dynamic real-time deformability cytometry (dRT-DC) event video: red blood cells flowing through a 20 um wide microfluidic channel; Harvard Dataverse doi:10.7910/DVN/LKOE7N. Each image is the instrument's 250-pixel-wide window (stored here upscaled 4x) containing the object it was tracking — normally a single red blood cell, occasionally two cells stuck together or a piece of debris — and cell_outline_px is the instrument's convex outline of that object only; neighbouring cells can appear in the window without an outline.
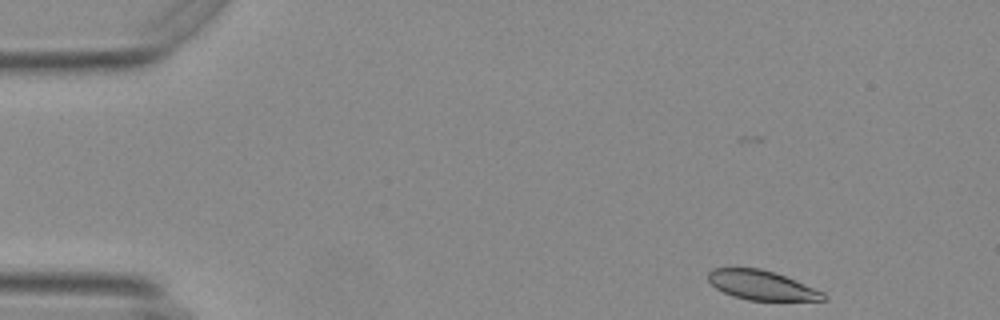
{"species": "Egyptian fruit bat (a non-hibernating species)", "species_latin": "Rousettus aegyptiacus", "temperature_condition": "warm", "stored_images_in_passage": 50, "camera_frame_rate_fps": 3000, "um_per_image_px": 0.085, "animal": {"sex": "female"}, "frame": {"image": 1, "passage_image": 1, "time_ms": 0.0, "image_size_px": [1000, 320], "cell_outline_px": [[828, 300], [748, 300], [732, 296], [716, 288], [708, 280], [708, 272], [712, 268], [760, 268], [776, 272], [816, 288], [824, 292], [828, 296]], "centroid_in_image_um": [64.77, 24.24], "position_along_channel_um": 20.2, "area_um2": 19.88}}
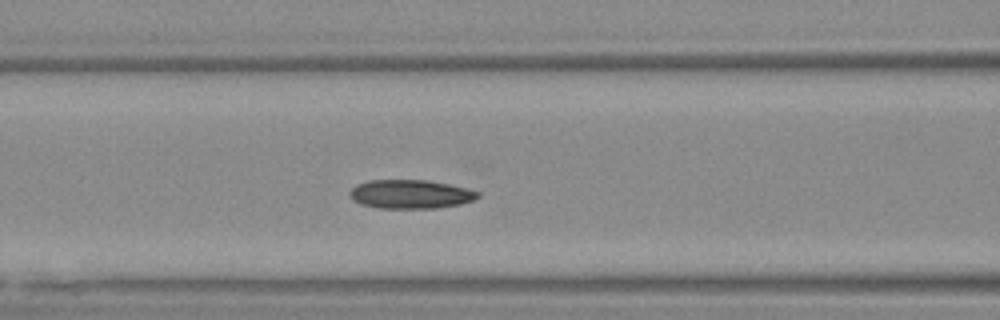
{"frame": {"image": 2, "passage_image": 18, "time_ms": 5.667, "image_size_px": [1000, 320], "cell_outline_px": [[480, 196], [472, 200], [460, 204], [436, 208], [376, 208], [360, 204], [352, 200], [348, 196], [348, 192], [356, 184], [368, 180], [424, 180], [448, 184], [480, 192]], "centroid_in_image_um": [34.82, 16.51], "position_along_channel_um": 131.8, "area_um2": 21.56}}
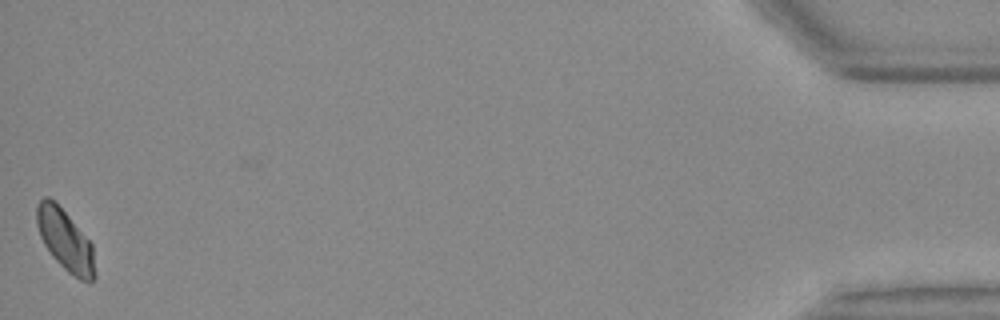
{"frame": {"image": 3, "passage_image": 50, "time_ms": 16.333, "image_size_px": [1000, 320], "cell_outline_px": [[96, 276], [92, 280], [80, 280], [68, 272], [52, 256], [44, 244], [40, 236], [36, 224], [36, 204], [44, 196], [48, 196], [68, 216], [92, 244], [96, 272]], "centroid_in_image_um": [5.53, 20.42], "position_along_channel_um": 429.7, "area_um2": 20.46}, "authors_computed_cell_mechanics": {"area_um2": 21.2704, "velocity_mm_per_s": 3.683, "shape_relaxation_time_tau1_ms": 4.1241, "shape_relaxation_time_tau2_ms": 2.5752, "deformation_change_tau1": 0.1096, "deformation_change_tau2": 0.0637}}